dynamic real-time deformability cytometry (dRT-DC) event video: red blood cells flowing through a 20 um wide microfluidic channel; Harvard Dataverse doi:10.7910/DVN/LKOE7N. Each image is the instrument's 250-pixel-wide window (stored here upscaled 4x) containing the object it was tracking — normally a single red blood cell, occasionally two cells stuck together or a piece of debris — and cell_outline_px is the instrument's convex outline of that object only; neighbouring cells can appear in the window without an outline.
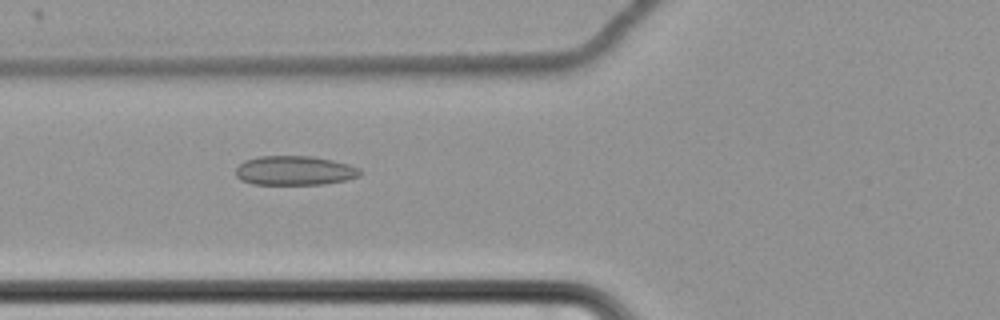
{"species": "common noctule bat (a hibernating species)", "species_latin": "Nyctalus noctula", "temperature_condition": "cold", "stored_images_in_passage": 41, "camera_frame_rate_fps": 3000, "um_per_image_px": 0.085, "animal": {"sex": "female", "body_mass_g": 22.7, "forearm_length_mm": 54.2}, "frame": {"image": 1, "passage_image": 5, "time_ms": 1.333, "image_size_px": [1000, 320], "cell_outline_px": [[360, 176], [344, 180], [324, 184], [252, 184], [240, 180], [236, 176], [236, 168], [244, 160], [260, 156], [312, 156], [332, 160], [348, 164], [360, 168]], "centroid_in_image_um": [25.02, 14.49], "position_along_channel_um": 100.8, "area_um2": 21.21}}
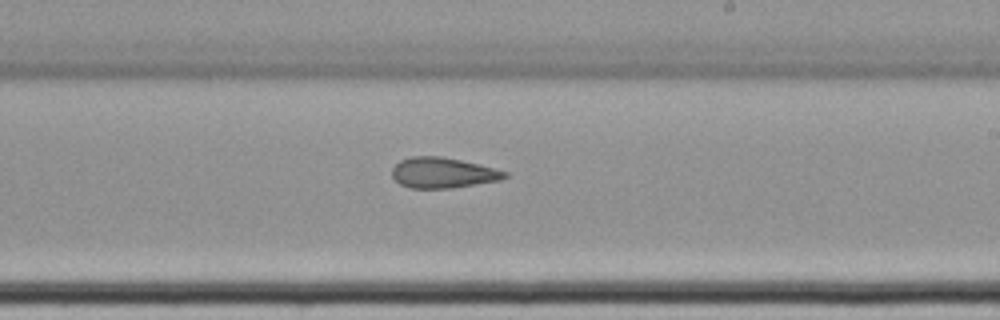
{"frame": {"image": 2, "passage_image": 18, "time_ms": 5.667, "image_size_px": [1000, 320], "cell_outline_px": [[508, 176], [500, 180], [452, 188], [412, 188], [400, 184], [392, 176], [392, 168], [400, 160], [412, 156], [440, 156], [460, 160], [508, 172]], "centroid_in_image_um": [37.62, 14.69], "position_along_channel_um": 251.4, "area_um2": 19.83}}
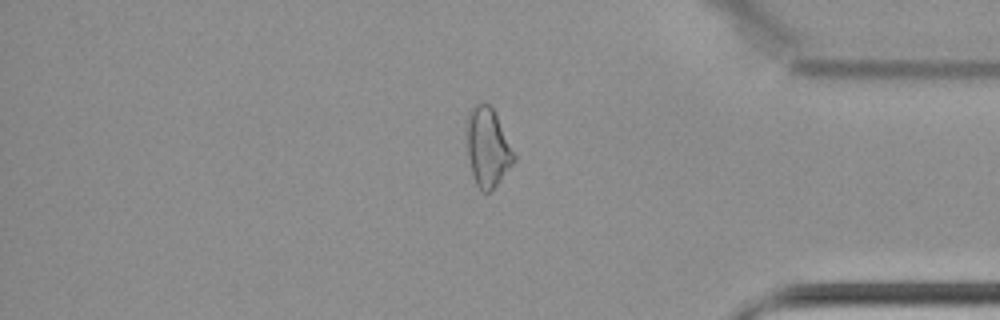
{"frame": {"image": 3, "passage_image": 32, "time_ms": 10.333, "image_size_px": [1000, 320], "cell_outline_px": [[516, 160], [500, 180], [488, 192], [484, 192], [476, 184], [472, 172], [468, 156], [468, 112], [472, 104], [488, 104], [492, 108], [516, 156]], "centroid_in_image_um": [41.46, 12.52], "position_along_channel_um": 393.7, "area_um2": 20.98}, "authors_computed_cell_mechanics": {"area_um2": 20.9814, "velocity_mm_per_s": 3.4712, "shape_relaxation_time_tau1_ms": null, "shape_relaxation_time_tau2_ms": 3.7143, "deformation_change_tau1": null, "deformation_change_tau2": 0.1116}}